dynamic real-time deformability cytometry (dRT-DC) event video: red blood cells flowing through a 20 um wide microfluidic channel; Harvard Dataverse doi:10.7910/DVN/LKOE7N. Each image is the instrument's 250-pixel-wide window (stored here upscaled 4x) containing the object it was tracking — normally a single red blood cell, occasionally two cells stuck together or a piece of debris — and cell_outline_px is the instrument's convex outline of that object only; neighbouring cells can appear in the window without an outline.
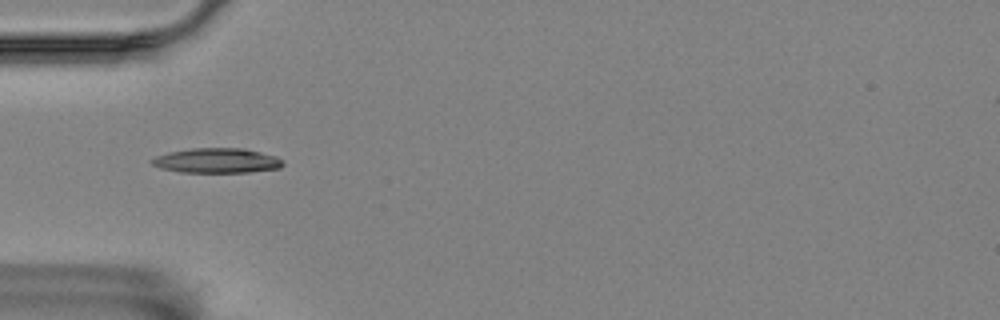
{"species": "Egyptian fruit bat (a non-hibernating species)", "species_latin": "Rousettus aegyptiacus", "temperature_condition": "room temperature", "stored_images_in_passage": 2, "camera_frame_rate_fps": 3000, "um_per_image_px": 0.085, "animal": {"sex": "female"}, "frame": {"image": 1, "passage_image": 1, "time_ms": 0.0, "image_size_px": [1000, 320], "cell_outline_px": [[284, 164], [280, 168], [248, 172], [180, 172], [160, 168], [152, 164], [148, 160], [156, 156], [168, 152], [192, 148], [244, 148], [276, 156], [284, 160]], "centroid_in_image_um": [18.43, 13.65], "position_along_channel_um": 66.6, "area_um2": 19.07}}
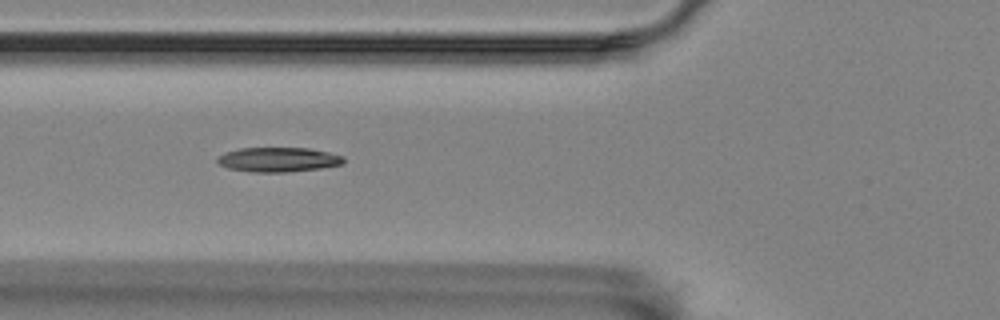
{"frame": {"image": 2, "passage_image": 2, "time_ms": 0.333, "image_size_px": [1000, 320], "cell_outline_px": [[344, 160], [340, 164], [320, 168], [288, 172], [252, 172], [228, 168], [220, 164], [216, 160], [224, 152], [240, 148], [308, 148], [328, 152], [344, 156]], "centroid_in_image_um": [23.64, 13.56], "position_along_channel_um": 102.2, "area_um2": 17.92}}